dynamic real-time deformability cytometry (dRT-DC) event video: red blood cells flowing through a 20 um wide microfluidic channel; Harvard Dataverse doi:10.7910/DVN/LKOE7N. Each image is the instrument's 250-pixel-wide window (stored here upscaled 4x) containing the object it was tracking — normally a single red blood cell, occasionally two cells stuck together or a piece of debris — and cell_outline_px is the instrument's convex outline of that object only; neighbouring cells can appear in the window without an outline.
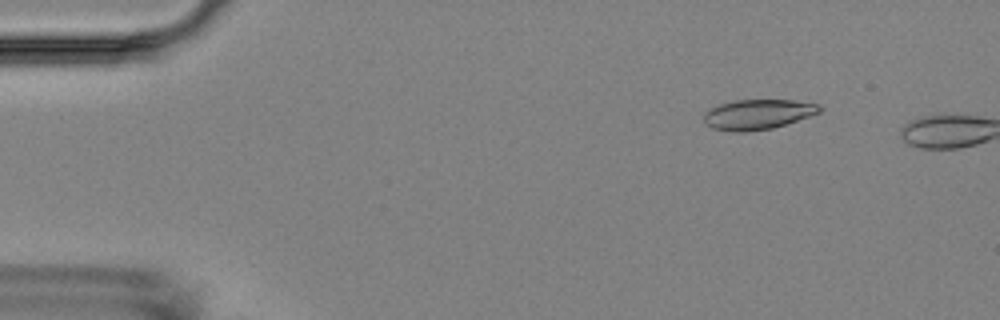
{"species": "Egyptian fruit bat (a non-hibernating species)", "species_latin": "Rousettus aegyptiacus", "temperature_condition": "room temperature", "stored_images_in_passage": 2, "camera_frame_rate_fps": 3000, "um_per_image_px": 0.085, "animal": {"sex": "female"}, "frame": {"image": 1, "passage_image": 1, "time_ms": 0.0, "image_size_px": [1000, 320], "cell_outline_px": [[820, 112], [772, 128], [744, 132], [736, 132], [712, 128], [704, 124], [704, 112], [720, 104], [736, 100], [796, 100], [820, 104]], "centroid_in_image_um": [64.38, 9.72], "position_along_channel_um": 20.6, "area_um2": 20.06}}